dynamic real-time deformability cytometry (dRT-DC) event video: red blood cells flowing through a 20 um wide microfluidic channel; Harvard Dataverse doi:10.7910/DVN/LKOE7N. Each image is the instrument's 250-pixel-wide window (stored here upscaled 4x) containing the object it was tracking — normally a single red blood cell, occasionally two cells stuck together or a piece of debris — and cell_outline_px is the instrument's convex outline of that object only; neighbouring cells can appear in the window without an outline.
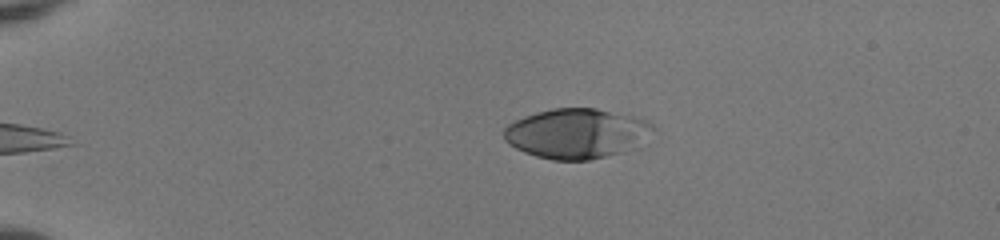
{"species": "human", "species_latin": "Homo sapiens", "temperature_condition": "room temperature", "stored_images_in_passage": 42, "camera_frame_rate_fps": 3000, "um_per_image_px": 0.085, "donor": {"sex": "female"}, "frame": {"image": 1, "passage_image": 2, "time_ms": 0.333, "image_size_px": [1000, 240], "cell_outline_px": [[652, 128], [620, 152], [588, 160], [552, 160], [536, 156], [524, 152], [508, 144], [504, 140], [504, 128], [508, 124], [524, 116], [536, 112], [552, 108], [596, 108], [632, 116], [648, 124]], "centroid_in_image_um": [48.8, 11.33], "position_along_channel_um": 36.2, "area_um2": 41.79}}
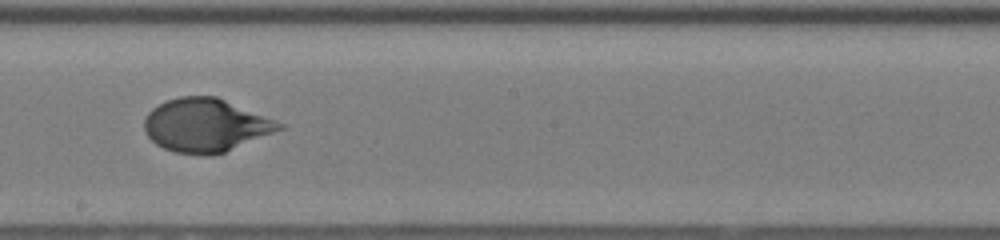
{"frame": {"image": 2, "passage_image": 22, "time_ms": 7.0, "image_size_px": [1000, 240], "cell_outline_px": [[284, 128], [224, 152], [212, 156], [204, 156], [176, 152], [164, 148], [156, 144], [148, 136], [144, 128], [144, 120], [148, 112], [152, 108], [168, 100], [180, 96], [216, 96], [276, 120], [284, 124]], "centroid_in_image_um": [17.47, 10.65], "position_along_channel_um": 230.7, "area_um2": 41.67}}
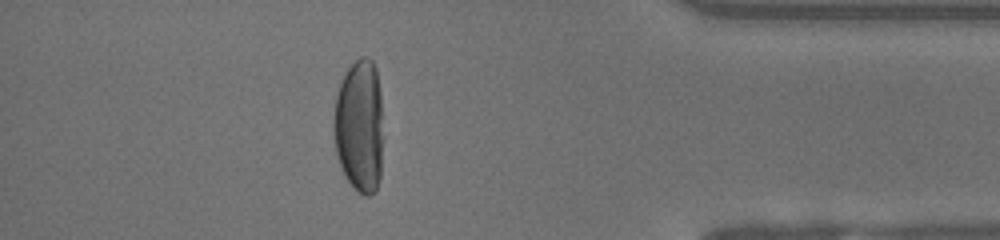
{"frame": {"image": 3, "passage_image": 37, "time_ms": 12.0, "image_size_px": [1000, 240], "cell_outline_px": [[380, 180], [376, 188], [368, 196], [364, 196], [352, 188], [344, 176], [336, 156], [332, 128], [332, 124], [336, 96], [340, 84], [348, 68], [360, 56], [364, 56], [372, 60], [376, 68], [380, 88]], "centroid_in_image_um": [30.5, 10.73], "position_along_channel_um": 404.7, "area_um2": 38.32}, "authors_computed_cell_mechanics": {"area_um2": 40.9224, "velocity_mm_per_s": 3.9895, "shape_relaxation_time_tau1_ms": 4.8275, "shape_relaxation_time_tau2_ms": null, "deformation_change_tau1": 0.2651, "deformation_change_tau2": null}}